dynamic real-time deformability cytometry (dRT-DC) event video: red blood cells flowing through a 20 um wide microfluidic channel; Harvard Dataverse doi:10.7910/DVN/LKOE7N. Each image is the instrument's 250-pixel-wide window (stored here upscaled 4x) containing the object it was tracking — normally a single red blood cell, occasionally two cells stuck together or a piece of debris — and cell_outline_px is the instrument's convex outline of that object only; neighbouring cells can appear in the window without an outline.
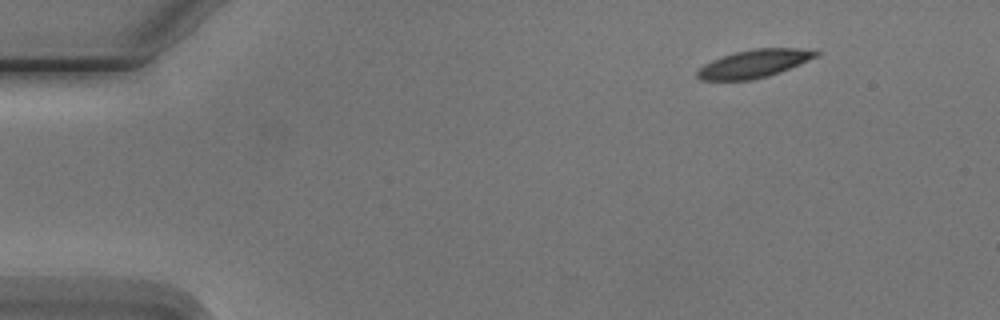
{"species": "Egyptian fruit bat (a non-hibernating species)", "species_latin": "Rousettus aegyptiacus", "temperature_condition": "cold", "stored_images_in_passage": 5, "camera_frame_rate_fps": 3000, "um_per_image_px": 0.085, "animal": {"sex": "male"}, "frame": {"image": 1, "passage_image": 1, "time_ms": 0.0, "image_size_px": [1000, 320], "cell_outline_px": [[820, 56], [780, 72], [768, 76], [752, 80], [700, 80], [696, 76], [696, 72], [704, 64], [712, 60], [736, 52], [756, 48], [816, 48], [820, 52]], "centroid_in_image_um": [64.18, 5.4], "position_along_channel_um": 20.8, "area_um2": 19.54}}
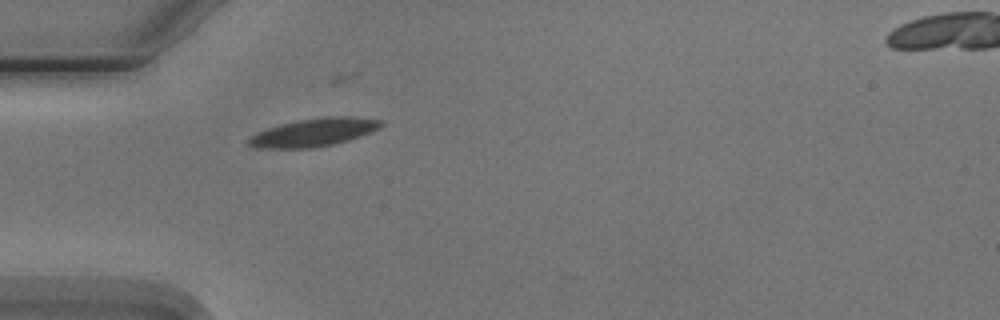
{"frame": {"image": 2, "passage_image": 4, "time_ms": 3.333, "image_size_px": [1000, 320], "cell_outline_px": [[384, 124], [380, 128], [348, 140], [332, 144], [308, 148], [256, 148], [244, 144], [244, 140], [248, 136], [256, 132], [268, 128], [296, 120], [324, 116], [356, 116], [384, 120]], "centroid_in_image_um": [26.62, 11.24], "position_along_channel_um": 58.4, "area_um2": 21.96}}